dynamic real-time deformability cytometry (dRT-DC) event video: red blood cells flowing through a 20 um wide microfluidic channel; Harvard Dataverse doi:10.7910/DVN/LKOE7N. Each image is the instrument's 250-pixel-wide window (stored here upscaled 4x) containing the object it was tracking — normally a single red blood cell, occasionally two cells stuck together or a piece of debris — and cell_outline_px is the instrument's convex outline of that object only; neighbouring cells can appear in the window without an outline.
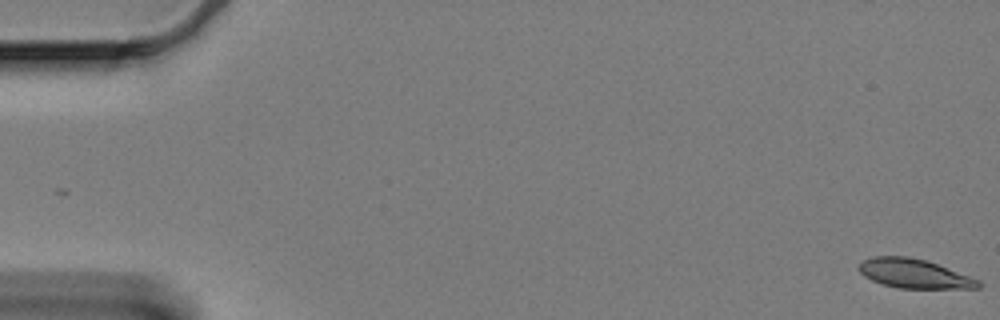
{"species": "Egyptian fruit bat (a non-hibernating species)", "species_latin": "Rousettus aegyptiacus", "temperature_condition": "cold", "stored_images_in_passage": 61, "camera_frame_rate_fps": 3000, "um_per_image_px": 0.085, "animal": {"sex": "female"}, "frame": {"image": 1, "passage_image": 1, "time_ms": 0.0, "image_size_px": [1000, 320], "cell_outline_px": [[980, 288], [900, 288], [884, 284], [872, 280], [864, 276], [856, 268], [864, 260], [872, 256], [908, 256], [924, 260], [936, 264], [980, 280]], "centroid_in_image_um": [77.67, 23.25], "position_along_channel_um": 7.3, "area_um2": 20.0}}
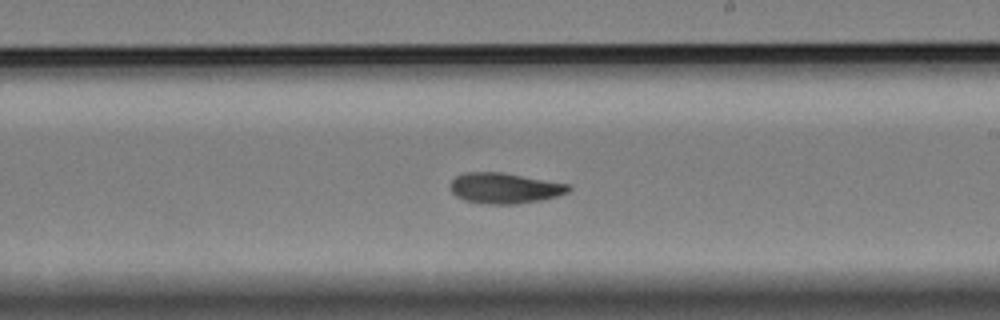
{"frame": {"image": 2, "passage_image": 36, "time_ms": 11.667, "image_size_px": [1000, 320], "cell_outline_px": [[572, 188], [568, 192], [556, 196], [540, 200], [516, 204], [488, 204], [464, 200], [456, 196], [452, 192], [452, 180], [456, 176], [464, 172], [504, 172], [572, 184]], "centroid_in_image_um": [42.94, 15.98], "position_along_channel_um": 246.1, "area_um2": 21.21}}
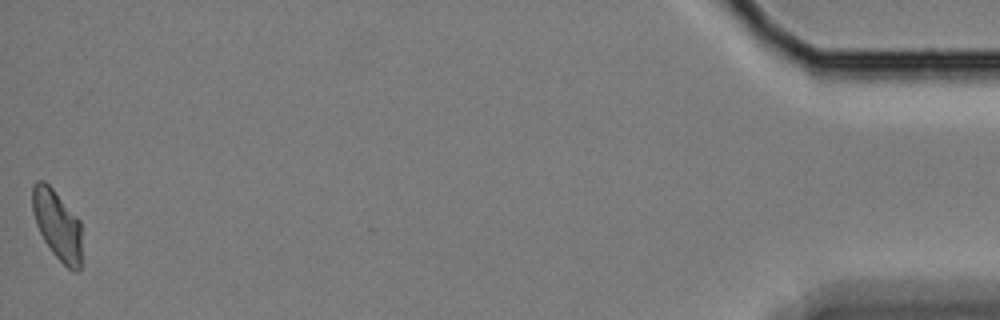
{"frame": {"image": 3, "passage_image": 61, "time_ms": 20.0, "image_size_px": [1000, 320], "cell_outline_px": [[80, 268], [76, 272], [72, 272], [52, 252], [44, 240], [36, 224], [32, 212], [32, 184], [36, 180], [44, 180], [52, 188], [80, 220]], "centroid_in_image_um": [4.84, 19.09], "position_along_channel_um": 430.4, "area_um2": 19.88}, "authors_computed_cell_mechanics": {"area_um2": 20.9814, "velocity_mm_per_s": 3.3013, "shape_relaxation_time_tau1_ms": 5.5715, "shape_relaxation_time_tau2_ms": 4.0546, "deformation_change_tau1": 0.1504, "deformation_change_tau2": 0.0909}}